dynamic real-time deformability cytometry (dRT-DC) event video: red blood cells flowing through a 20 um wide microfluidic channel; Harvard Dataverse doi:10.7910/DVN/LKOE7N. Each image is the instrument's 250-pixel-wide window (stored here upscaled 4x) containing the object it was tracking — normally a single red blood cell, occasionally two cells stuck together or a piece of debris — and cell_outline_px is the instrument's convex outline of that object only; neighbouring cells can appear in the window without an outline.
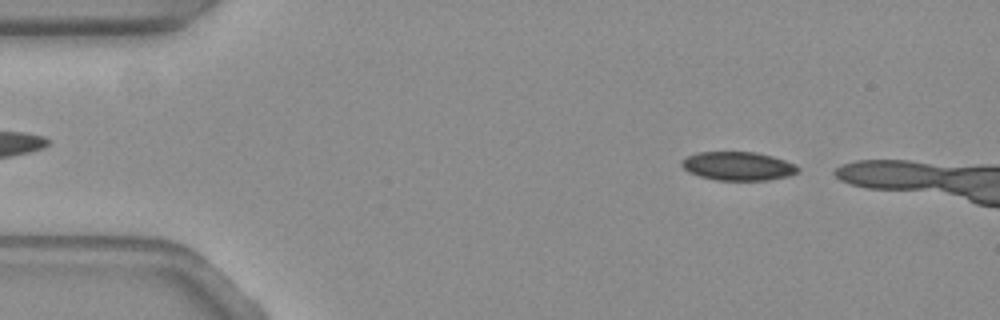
{"species": "common noctule bat (a hibernating species)", "species_latin": "Nyctalus noctula", "temperature_condition": "warm", "stored_images_in_passage": 7, "camera_frame_rate_fps": 3000, "um_per_image_px": 0.085, "animal": {"sex": "female", "body_mass_g": 19.3, "forearm_length_mm": 54.1}, "frame": {"image": 1, "passage_image": 3, "time_ms": 0.667, "image_size_px": [1000, 320], "cell_outline_px": [[800, 168], [796, 172], [788, 176], [764, 180], [716, 180], [700, 176], [688, 172], [680, 164], [688, 156], [700, 152], [756, 152], [772, 156], [784, 160]], "centroid_in_image_um": [62.71, 14.12], "position_along_channel_um": 22.3, "area_um2": 19.07}}